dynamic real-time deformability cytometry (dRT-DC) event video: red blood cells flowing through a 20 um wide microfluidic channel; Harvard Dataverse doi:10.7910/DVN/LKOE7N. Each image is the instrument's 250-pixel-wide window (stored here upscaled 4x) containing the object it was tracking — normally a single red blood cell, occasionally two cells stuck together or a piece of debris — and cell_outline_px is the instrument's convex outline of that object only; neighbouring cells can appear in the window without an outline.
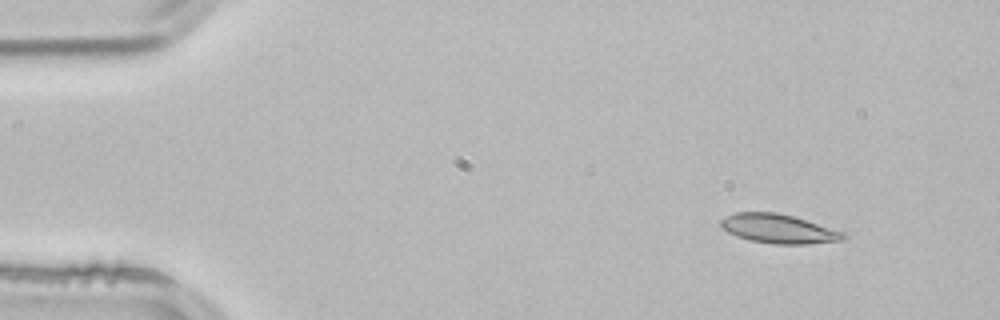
{"species": "common noctule bat (a hibernating species)", "species_latin": "Nyctalus noctula", "temperature_condition": "room temperature", "stored_images_in_passage": 3, "camera_frame_rate_fps": 3000, "um_per_image_px": 0.085, "animal": {"sex": "male", "body_mass_g": 21.5, "forearm_length_mm": 52.0}, "frame": {"image": 1, "passage_image": 1, "time_ms": 0.0, "image_size_px": [1000, 320], "cell_outline_px": [[844, 236], [840, 240], [804, 244], [772, 244], [752, 240], [736, 236], [728, 232], [720, 224], [720, 220], [724, 216], [736, 212], [776, 212], [792, 216], [844, 232]], "centroid_in_image_um": [66.11, 19.43], "position_along_channel_um": 18.9, "area_um2": 20.4}}
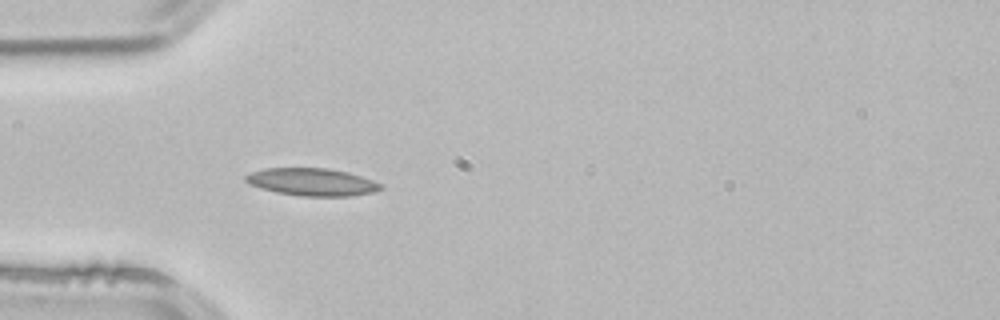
{"frame": {"image": 2, "passage_image": 3, "time_ms": 0.667, "image_size_px": [1000, 320], "cell_outline_px": [[384, 188], [372, 192], [352, 196], [300, 196], [276, 192], [260, 188], [248, 184], [244, 180], [244, 176], [252, 172], [264, 168], [328, 168], [348, 172], [372, 180], [380, 184]], "centroid_in_image_um": [26.48, 15.47], "position_along_channel_um": 58.5, "area_um2": 21.68}}